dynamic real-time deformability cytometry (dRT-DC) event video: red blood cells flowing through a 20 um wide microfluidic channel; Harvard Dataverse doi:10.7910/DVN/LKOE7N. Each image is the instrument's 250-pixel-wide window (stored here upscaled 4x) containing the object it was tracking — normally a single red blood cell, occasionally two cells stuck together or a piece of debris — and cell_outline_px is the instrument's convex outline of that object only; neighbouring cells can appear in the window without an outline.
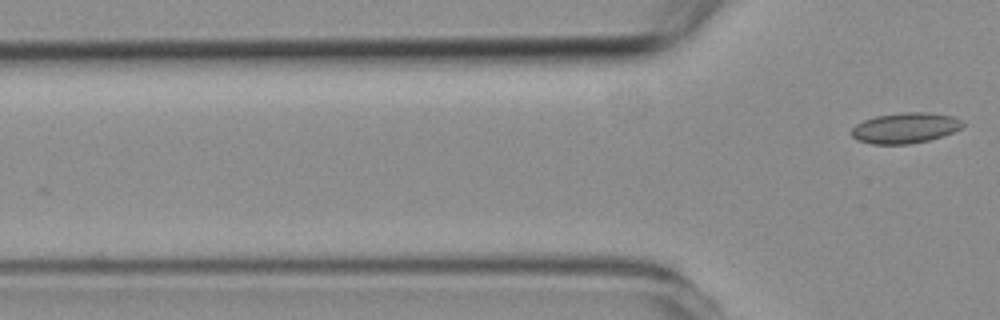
{"species": "common noctule bat (a hibernating species)", "species_latin": "Nyctalus noctula", "temperature_condition": "room temperature", "stored_images_in_passage": 2, "camera_frame_rate_fps": 3000, "um_per_image_px": 0.085, "animal": {"sex": "female", "body_mass_g": 19.3, "forearm_length_mm": 54.1}, "frame": {"image": 1, "passage_image": 2, "time_ms": 1.333, "image_size_px": [1000, 320], "cell_outline_px": [[964, 124], [960, 128], [952, 132], [928, 140], [908, 144], [872, 144], [856, 140], [852, 136], [852, 128], [856, 124], [864, 120], [876, 116], [904, 112], [928, 112], [956, 116], [964, 120]], "centroid_in_image_um": [76.95, 10.86], "position_along_channel_um": 48.8, "area_um2": 19.83}}